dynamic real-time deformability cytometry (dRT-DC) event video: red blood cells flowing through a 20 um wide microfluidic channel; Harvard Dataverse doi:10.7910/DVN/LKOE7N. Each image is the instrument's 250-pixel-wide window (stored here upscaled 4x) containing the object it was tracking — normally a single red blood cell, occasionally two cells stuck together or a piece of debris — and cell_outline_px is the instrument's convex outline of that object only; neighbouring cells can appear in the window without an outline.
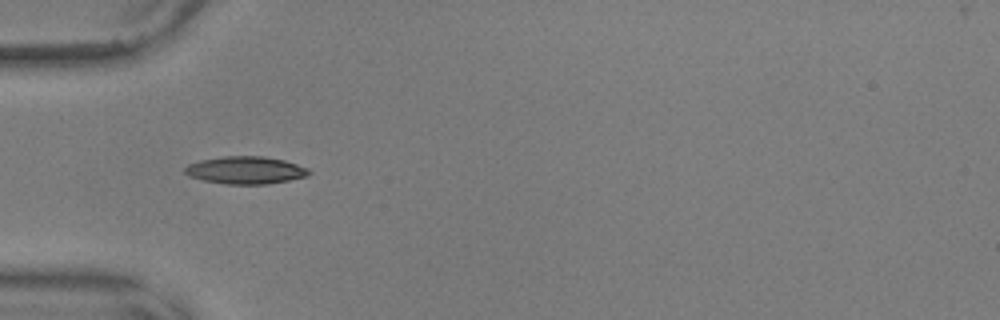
{"species": "common noctule bat (a hibernating species)", "species_latin": "Nyctalus noctula", "temperature_condition": "warm", "stored_images_in_passage": 39, "camera_frame_rate_fps": 3000, "um_per_image_px": 0.085, "animal": {"sex": "male", "body_mass_g": 17.9, "forearm_length_mm": 54.2}, "frame": {"image": 1, "passage_image": 1, "time_ms": 0.0, "image_size_px": [1000, 320], "cell_outline_px": [[312, 172], [308, 176], [268, 184], [228, 184], [204, 180], [188, 176], [184, 172], [184, 168], [188, 164], [200, 160], [224, 156], [264, 156], [284, 160], [308, 168]], "centroid_in_image_um": [20.88, 14.46], "position_along_channel_um": 64.1, "area_um2": 19.88}}
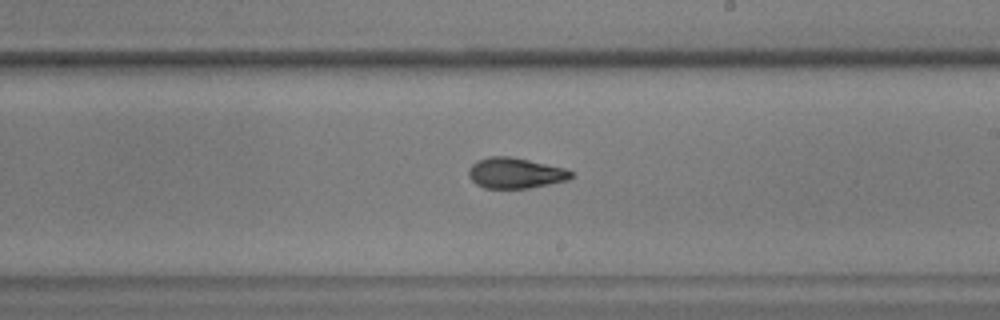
{"frame": {"image": 2, "passage_image": 16, "time_ms": 5.0, "image_size_px": [1000, 320], "cell_outline_px": [[572, 176], [568, 180], [528, 188], [484, 188], [476, 184], [468, 176], [468, 172], [472, 164], [476, 160], [488, 156], [512, 156], [564, 168], [572, 172]], "centroid_in_image_um": [43.76, 14.7], "position_along_channel_um": 245.2, "area_um2": 18.26}}
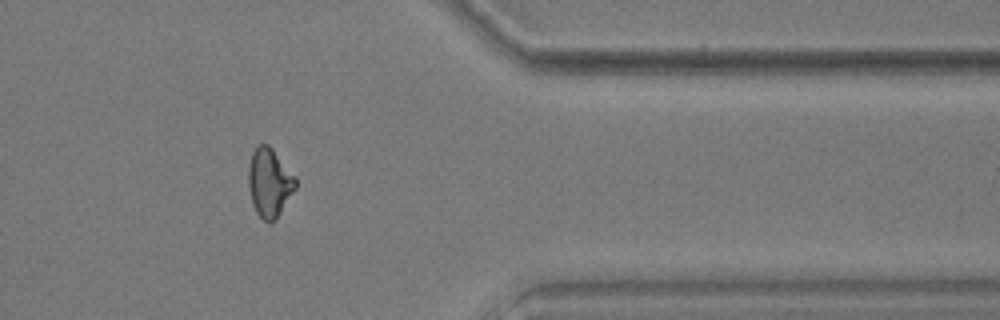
{"frame": {"image": 3, "passage_image": 29, "time_ms": 9.333, "image_size_px": [1000, 320], "cell_outline_px": [[296, 188], [276, 220], [272, 224], [268, 224], [256, 212], [252, 204], [248, 184], [248, 164], [252, 152], [256, 144], [268, 144], [272, 148], [296, 176]], "centroid_in_image_um": [22.9, 15.52], "position_along_channel_um": 388.5, "area_um2": 19.25}, "authors_computed_cell_mechanics": {"area_um2": 18.8428, "velocity_mm_per_s": 3.6436, "shape_relaxation_time_tau1_ms": 7.072, "shape_relaxation_time_tau2_ms": 2.8713, "deformation_change_tau1": 0.1715, "deformation_change_tau2": 0.0898}}